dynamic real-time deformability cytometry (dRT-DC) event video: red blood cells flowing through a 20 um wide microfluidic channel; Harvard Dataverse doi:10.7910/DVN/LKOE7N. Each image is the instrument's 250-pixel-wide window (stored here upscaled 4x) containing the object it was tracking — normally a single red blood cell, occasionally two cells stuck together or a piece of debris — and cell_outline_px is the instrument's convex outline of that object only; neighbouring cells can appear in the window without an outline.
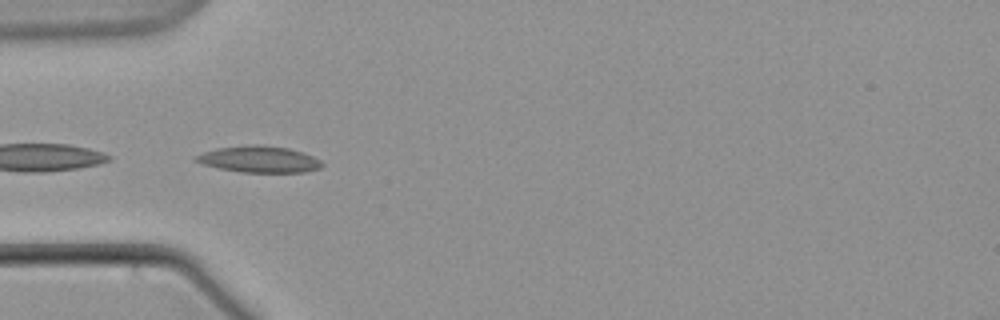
{"species": "common noctule bat (a hibernating species)", "species_latin": "Nyctalus noctula", "temperature_condition": "warm", "stored_images_in_passage": 4, "camera_frame_rate_fps": 3000, "um_per_image_px": 0.085, "animal": {"sex": "male", "body_mass_g": 21.5, "forearm_length_mm": 52.0}, "frame": {"image": 1, "passage_image": 1, "time_ms": 0.0, "image_size_px": [1000, 320], "cell_outline_px": [[324, 164], [320, 168], [304, 172], [240, 172], [220, 168], [204, 164], [192, 160], [192, 156], [216, 148], [252, 144], [260, 144], [288, 148], [312, 156], [320, 160]], "centroid_in_image_um": [21.99, 13.53], "position_along_channel_um": 63.0, "area_um2": 19.42}}